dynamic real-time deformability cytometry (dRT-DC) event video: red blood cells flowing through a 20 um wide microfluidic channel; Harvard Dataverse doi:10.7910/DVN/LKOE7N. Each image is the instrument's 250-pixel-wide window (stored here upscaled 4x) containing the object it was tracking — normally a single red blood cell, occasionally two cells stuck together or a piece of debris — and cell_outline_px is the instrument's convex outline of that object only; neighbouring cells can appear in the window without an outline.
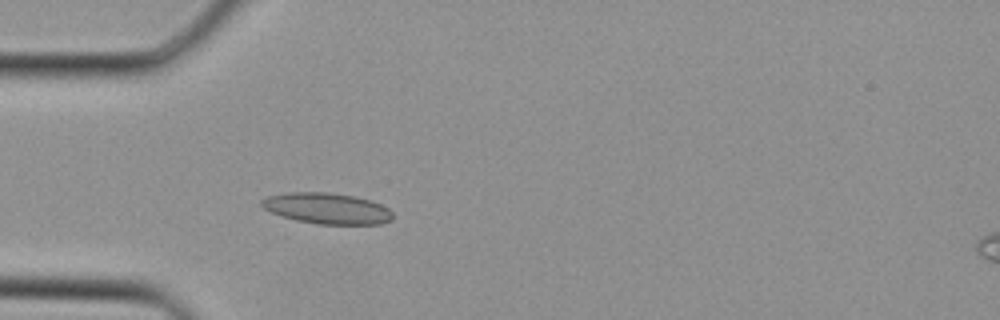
{"species": "Egyptian fruit bat (a non-hibernating species)", "species_latin": "Rousettus aegyptiacus", "temperature_condition": "cold", "stored_images_in_passage": 34, "camera_frame_rate_fps": 3000, "um_per_image_px": 0.085, "animal": {"sex": "female"}, "frame": {"image": 1, "passage_image": 8, "time_ms": 2.333, "image_size_px": [1000, 320], "cell_outline_px": [[392, 220], [380, 224], [320, 224], [296, 220], [272, 212], [264, 208], [260, 204], [260, 200], [268, 196], [288, 192], [328, 192], [356, 196], [372, 200], [388, 208], [392, 212]], "centroid_in_image_um": [27.82, 17.7], "position_along_channel_um": 57.2, "area_um2": 23.64}}
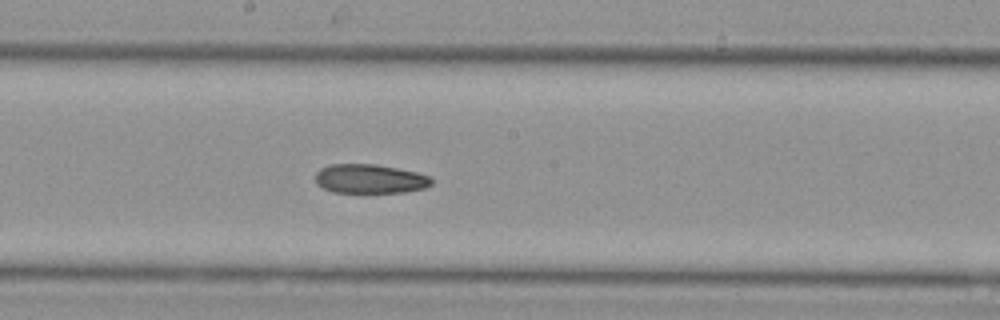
{"frame": {"image": 2, "passage_image": 17, "time_ms": 5.333, "image_size_px": [1000, 320], "cell_outline_px": [[432, 184], [424, 188], [404, 192], [332, 192], [316, 184], [316, 172], [320, 168], [328, 164], [376, 164], [416, 172], [428, 176], [432, 180]], "centroid_in_image_um": [31.4, 15.19], "position_along_channel_um": 216.8, "area_um2": 19.65}}
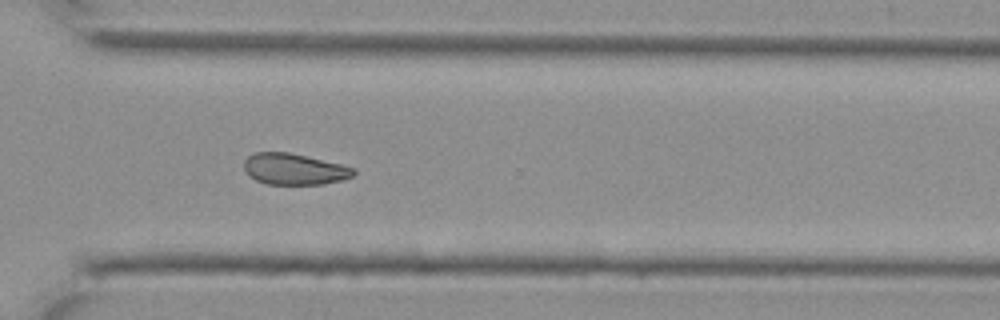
{"frame": {"image": 3, "passage_image": 24, "time_ms": 7.667, "image_size_px": [1000, 320], "cell_outline_px": [[356, 172], [352, 176], [340, 180], [324, 184], [268, 184], [256, 180], [248, 176], [244, 168], [244, 160], [252, 152], [288, 152], [340, 164], [356, 168]], "centroid_in_image_um": [24.98, 14.37], "position_along_channel_um": 345.6, "area_um2": 19.88}}